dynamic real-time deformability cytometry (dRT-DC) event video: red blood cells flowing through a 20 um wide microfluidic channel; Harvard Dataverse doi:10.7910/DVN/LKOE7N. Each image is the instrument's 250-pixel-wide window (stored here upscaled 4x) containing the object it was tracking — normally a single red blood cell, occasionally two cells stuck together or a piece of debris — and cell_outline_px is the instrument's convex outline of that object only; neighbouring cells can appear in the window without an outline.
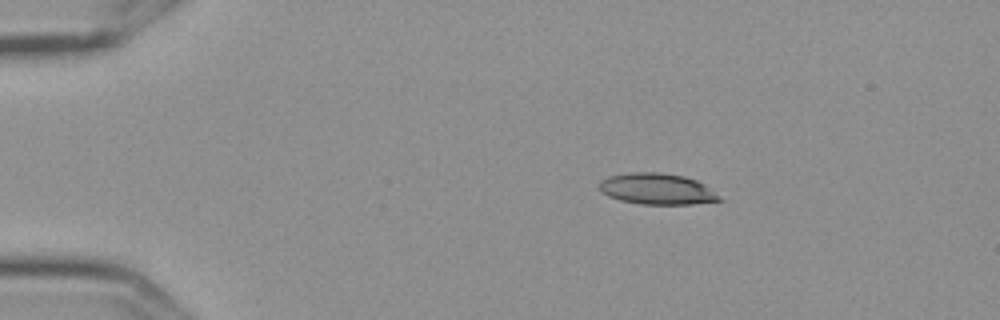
{"species": "Egyptian fruit bat (a non-hibernating species)", "species_latin": "Rousettus aegyptiacus", "temperature_condition": "cold", "stored_images_in_passage": 47, "camera_frame_rate_fps": 3000, "um_per_image_px": 0.085, "frame": {"image": 1, "passage_image": 1, "time_ms": 0.0, "image_size_px": [1000, 320], "cell_outline_px": [[724, 200], [692, 204], [640, 204], [620, 200], [608, 196], [600, 192], [600, 180], [608, 176], [628, 172], [660, 172], [684, 176], [696, 180], [704, 184], [720, 196]], "centroid_in_image_um": [55.83, 16.05], "position_along_channel_um": 29.2, "area_um2": 21.91}}
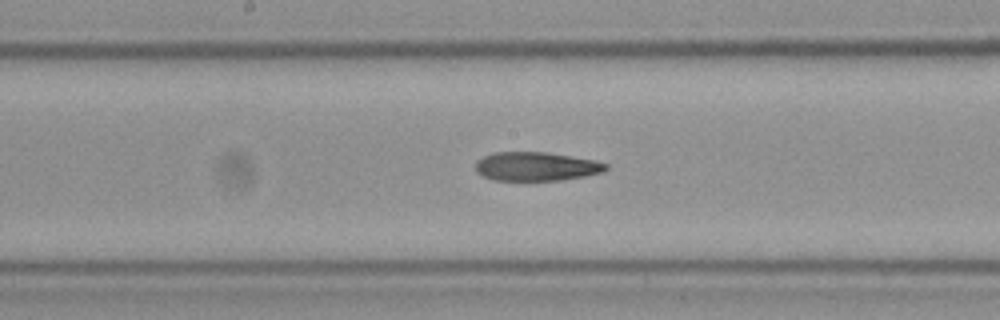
{"frame": {"image": 2, "passage_image": 21, "time_ms": 6.667, "image_size_px": [1000, 320], "cell_outline_px": [[608, 168], [600, 172], [584, 176], [560, 180], [492, 180], [476, 172], [476, 160], [492, 152], [548, 152], [596, 160], [608, 164]], "centroid_in_image_um": [45.56, 14.13], "position_along_channel_um": 202.6, "area_um2": 21.91}}
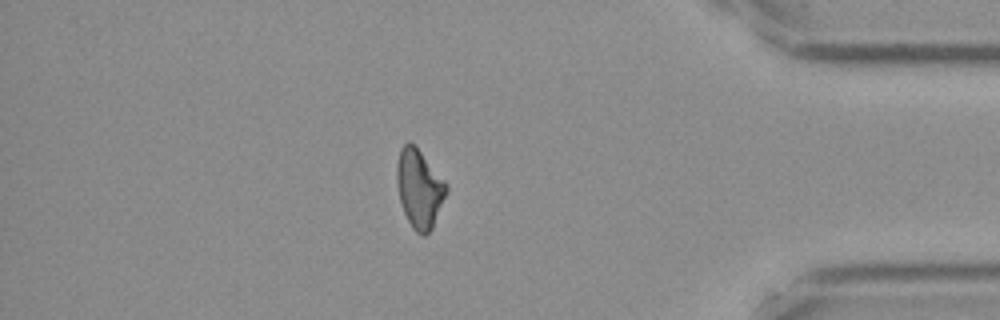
{"frame": {"image": 3, "passage_image": 40, "time_ms": 13.0, "image_size_px": [1000, 320], "cell_outline_px": [[448, 192], [432, 228], [424, 236], [420, 236], [412, 228], [404, 212], [400, 200], [396, 180], [396, 164], [400, 148], [408, 140], [420, 152], [448, 184]], "centroid_in_image_um": [35.64, 16.05], "position_along_channel_um": 399.6, "area_um2": 22.6}, "authors_computed_cell_mechanics": {"area_um2": 22.6576, "velocity_mm_per_s": 3.5997, "shape_relaxation_time_tau1_ms": null, "shape_relaxation_time_tau2_ms": 5.5984, "deformation_change_tau1": null, "deformation_change_tau2": 0.1387}}